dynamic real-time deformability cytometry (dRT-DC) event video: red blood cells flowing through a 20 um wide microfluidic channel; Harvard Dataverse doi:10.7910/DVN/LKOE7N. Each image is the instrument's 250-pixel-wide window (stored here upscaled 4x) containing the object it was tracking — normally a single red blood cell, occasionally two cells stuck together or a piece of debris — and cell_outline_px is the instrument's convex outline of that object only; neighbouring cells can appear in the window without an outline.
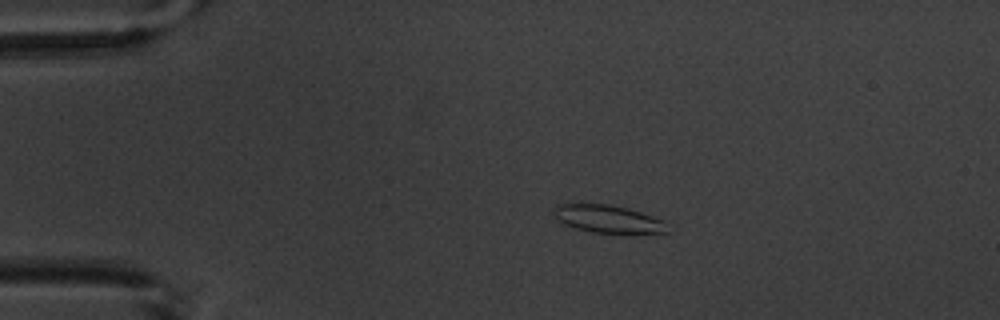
{"species": "common noctule bat (a hibernating species)", "species_latin": "Nyctalus noctula", "temperature_condition": "warm", "stored_images_in_passage": 8, "camera_frame_rate_fps": 3000, "um_per_image_px": 0.085, "animal": {"sex": "male", "body_mass_g": 20.1, "forearm_length_mm": 53.5}, "frame": {"image": 1, "passage_image": 2, "time_ms": 2.333, "image_size_px": [1000, 320], "cell_outline_px": [[668, 232], [592, 232], [572, 228], [564, 224], [552, 212], [552, 208], [556, 204], [572, 200], [576, 200], [608, 204], [628, 208], [664, 220]], "centroid_in_image_um": [51.51, 18.53], "position_along_channel_um": 33.5, "area_um2": 18.84}}
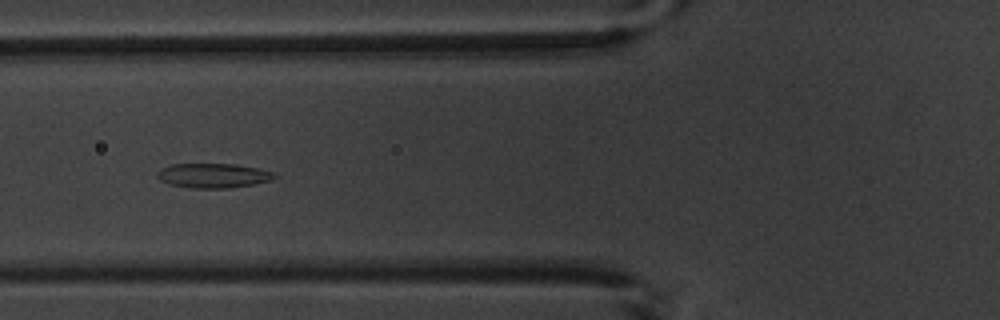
{"frame": {"image": 2, "passage_image": 5, "time_ms": 5.667, "image_size_px": [1000, 320], "cell_outline_px": [[280, 176], [272, 180], [252, 184], [228, 188], [192, 188], [168, 184], [160, 180], [156, 176], [156, 172], [172, 164], [236, 164], [260, 168], [276, 172]], "centroid_in_image_um": [18.18, 14.92], "position_along_channel_um": 107.6, "area_um2": 16.94}}
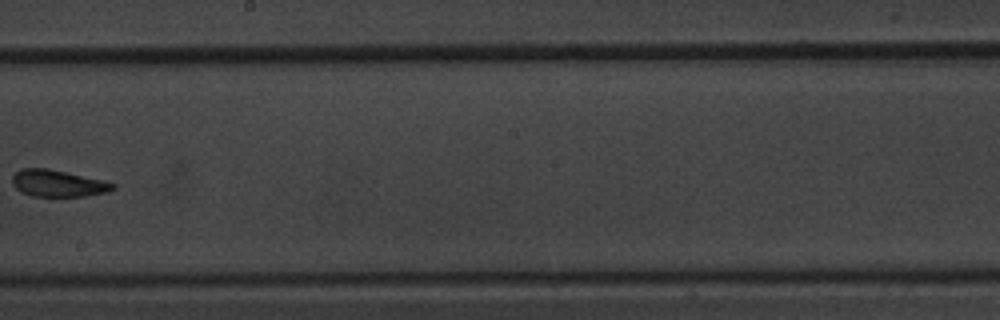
{"frame": {"image": 3, "passage_image": 8, "time_ms": 9.333, "image_size_px": [1000, 320], "cell_outline_px": [[116, 188], [108, 192], [84, 196], [32, 196], [20, 192], [12, 184], [12, 176], [20, 168], [48, 168], [100, 180], [116, 184]], "centroid_in_image_um": [4.88, 15.59], "position_along_channel_um": 243.3, "area_um2": 15.61}}